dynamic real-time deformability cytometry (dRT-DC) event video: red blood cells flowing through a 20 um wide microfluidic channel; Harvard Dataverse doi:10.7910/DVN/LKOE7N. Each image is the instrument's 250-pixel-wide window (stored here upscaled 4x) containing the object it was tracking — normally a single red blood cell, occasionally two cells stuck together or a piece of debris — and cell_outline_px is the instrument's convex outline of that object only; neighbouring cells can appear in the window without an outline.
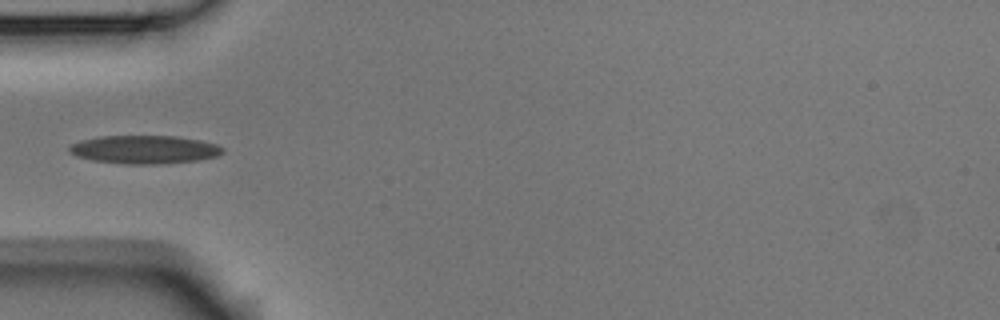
{"species": "Egyptian fruit bat (a non-hibernating species)", "species_latin": "Rousettus aegyptiacus", "temperature_condition": "room temperature", "stored_images_in_passage": 4, "camera_frame_rate_fps": 3000, "um_per_image_px": 0.085, "animal": {"sex": "male"}, "frame": {"image": 1, "passage_image": 4, "time_ms": 1.0, "image_size_px": [1000, 320], "cell_outline_px": [[224, 152], [216, 156], [196, 160], [160, 164], [128, 164], [92, 160], [76, 156], [68, 152], [68, 144], [80, 140], [100, 136], [176, 136], [200, 140], [216, 144], [224, 148]], "centroid_in_image_um": [12.23, 12.7], "position_along_channel_um": 72.8, "area_um2": 25.37}}